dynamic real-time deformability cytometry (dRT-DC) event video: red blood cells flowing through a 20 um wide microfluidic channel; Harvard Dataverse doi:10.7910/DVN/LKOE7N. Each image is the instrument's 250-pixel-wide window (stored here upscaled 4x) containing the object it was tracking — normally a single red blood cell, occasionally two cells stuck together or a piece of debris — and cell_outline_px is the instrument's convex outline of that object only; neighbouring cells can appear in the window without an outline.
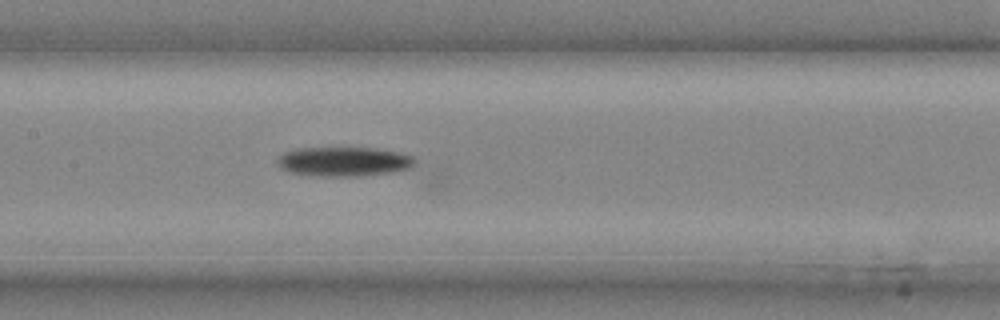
{"species": "common noctule bat (a hibernating species)", "species_latin": "Nyctalus noctula", "temperature_condition": "cold", "stored_images_in_passage": 20, "camera_frame_rate_fps": 3000, "um_per_image_px": 0.085, "animal": {"sex": "male", "body_mass_g": 20.4}, "frame": {"image": 1, "passage_image": 17, "time_ms": 5.333, "image_size_px": [1000, 320], "cell_outline_px": [[416, 164], [412, 168], [388, 172], [360, 176], [324, 176], [292, 172], [280, 168], [276, 160], [284, 152], [296, 148], [376, 148], [400, 152], [412, 156], [416, 160]], "centroid_in_image_um": [29.26, 13.72], "position_along_channel_um": 178.1, "area_um2": 23.47}}